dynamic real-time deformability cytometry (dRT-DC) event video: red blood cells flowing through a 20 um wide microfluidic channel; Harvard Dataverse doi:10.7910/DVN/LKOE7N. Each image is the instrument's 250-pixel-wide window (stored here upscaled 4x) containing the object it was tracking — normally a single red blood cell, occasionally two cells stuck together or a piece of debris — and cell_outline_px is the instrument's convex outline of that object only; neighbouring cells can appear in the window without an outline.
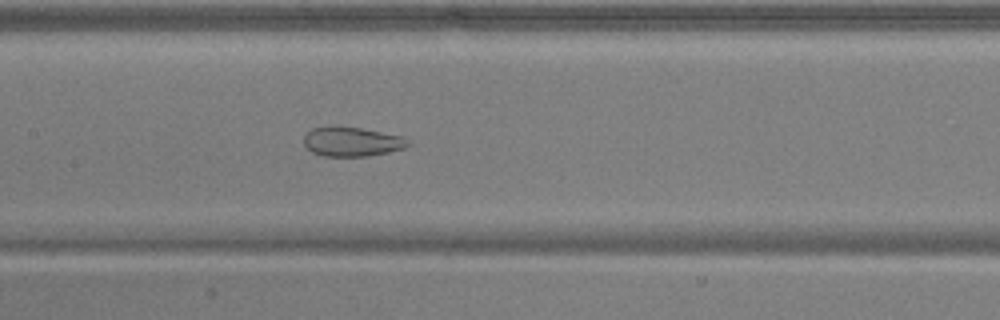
{"species": "common noctule bat (a hibernating species)", "species_latin": "Nyctalus noctula", "temperature_condition": "warm", "stored_images_in_passage": 53, "camera_frame_rate_fps": 3000, "um_per_image_px": 0.085, "animal": {"sex": "male", "body_mass_g": 17.9, "forearm_length_mm": 54.2}, "frame": {"image": 1, "passage_image": 26, "time_ms": 8.333, "image_size_px": [1000, 320], "cell_outline_px": [[412, 144], [404, 148], [388, 152], [368, 156], [320, 156], [312, 152], [304, 144], [304, 136], [312, 128], [336, 124], [360, 128], [404, 136]], "centroid_in_image_um": [29.9, 12.02], "position_along_channel_um": 177.5, "area_um2": 18.21}}
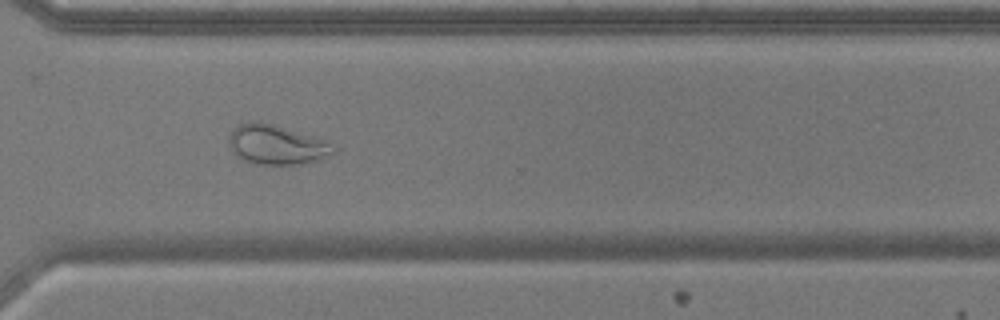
{"frame": {"image": 2, "passage_image": 39, "time_ms": 12.667, "image_size_px": [1000, 320], "cell_outline_px": [[336, 152], [316, 160], [300, 164], [252, 164], [236, 156], [228, 144], [228, 136], [236, 124], [252, 120], [256, 120], [324, 140], [336, 148]], "centroid_in_image_um": [23.41, 12.3], "position_along_channel_um": 347.2, "area_um2": 23.87}}
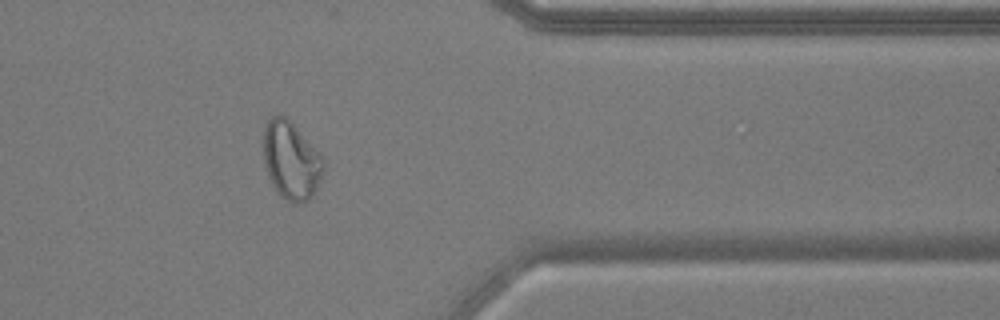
{"frame": {"image": 3, "passage_image": 43, "time_ms": 14.0, "image_size_px": [1000, 320], "cell_outline_px": [[324, 172], [316, 188], [308, 200], [300, 204], [292, 204], [272, 184], [264, 160], [264, 128], [268, 120], [272, 116], [284, 116], [296, 128], [324, 160]], "centroid_in_image_um": [24.75, 13.66], "position_along_channel_um": 386.7, "area_um2": 26.3}, "authors_computed_cell_mechanics": {"area_um2": 27.6284, "velocity_mm_per_s": 3.9237, "shape_relaxation_time_tau1_ms": null, "shape_relaxation_time_tau2_ms": 0.8912, "deformation_change_tau1": null, "deformation_change_tau2": 0.0747}}